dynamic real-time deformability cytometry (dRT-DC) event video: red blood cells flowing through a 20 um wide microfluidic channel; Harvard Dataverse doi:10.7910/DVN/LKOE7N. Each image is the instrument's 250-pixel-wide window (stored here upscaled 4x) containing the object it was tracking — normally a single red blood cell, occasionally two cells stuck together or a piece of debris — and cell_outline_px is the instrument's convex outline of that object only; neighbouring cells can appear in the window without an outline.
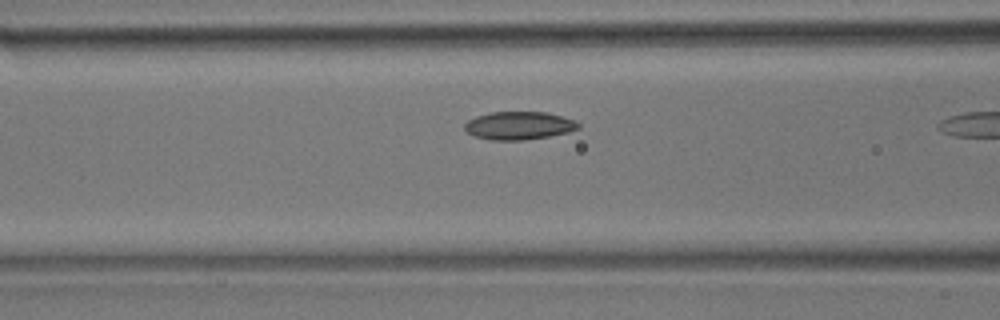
{"species": "common noctule bat (a hibernating species)", "species_latin": "Nyctalus noctula", "temperature_condition": "room temperature", "stored_images_in_passage": 10, "camera_frame_rate_fps": 3000, "um_per_image_px": 0.085, "animal": {"sex": "male", "body_mass_g": 17.9}, "frame": {"image": 1, "passage_image": 9, "time_ms": 2.667, "image_size_px": [1000, 320], "cell_outline_px": [[580, 128], [568, 132], [548, 136], [524, 140], [488, 140], [472, 136], [464, 128], [464, 124], [468, 120], [476, 116], [492, 112], [548, 112], [576, 120], [580, 124]], "centroid_in_image_um": [44.11, 10.67], "position_along_channel_um": 122.5, "area_um2": 18.73}}